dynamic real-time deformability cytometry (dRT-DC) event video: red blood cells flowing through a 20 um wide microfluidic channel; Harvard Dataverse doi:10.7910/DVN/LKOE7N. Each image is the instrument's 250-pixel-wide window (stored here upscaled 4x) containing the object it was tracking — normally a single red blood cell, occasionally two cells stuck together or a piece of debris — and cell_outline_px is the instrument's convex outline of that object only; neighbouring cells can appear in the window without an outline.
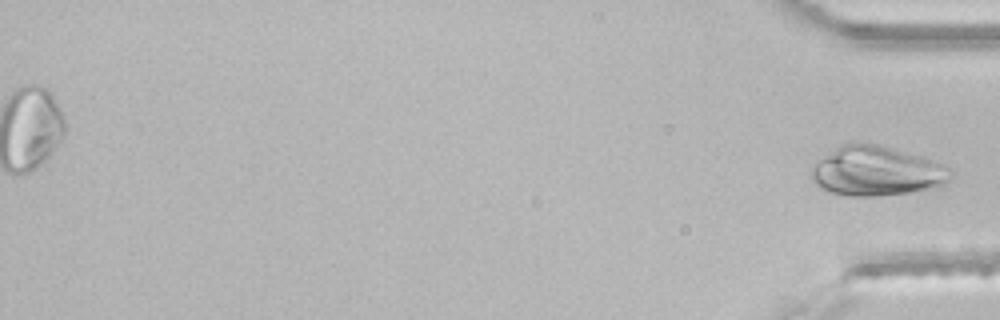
{"species": "common noctule bat (a hibernating species)", "species_latin": "Nyctalus noctula", "temperature_condition": "room temperature", "stored_images_in_passage": 37, "segment_of_instrument_passage": [2, 2], "camera_frame_rate_fps": 3000, "um_per_image_px": 0.085, "animal": {"sex": "male", "body_mass_g": 21.5, "forearm_length_mm": 52.0}, "frame": {"image": 1, "passage_image": 37, "time_ms": 12.0, "image_size_px": [1000, 320], "cell_outline_px": [[952, 176], [944, 184], [928, 188], [908, 192], [880, 196], [848, 196], [828, 192], [820, 188], [808, 176], [812, 168], [820, 160], [840, 144], [856, 140], [876, 144], [924, 156], [944, 164], [952, 168]], "centroid_in_image_um": [74.49, 14.52], "position_along_channel_um": 360.7, "area_um2": 40.63}}